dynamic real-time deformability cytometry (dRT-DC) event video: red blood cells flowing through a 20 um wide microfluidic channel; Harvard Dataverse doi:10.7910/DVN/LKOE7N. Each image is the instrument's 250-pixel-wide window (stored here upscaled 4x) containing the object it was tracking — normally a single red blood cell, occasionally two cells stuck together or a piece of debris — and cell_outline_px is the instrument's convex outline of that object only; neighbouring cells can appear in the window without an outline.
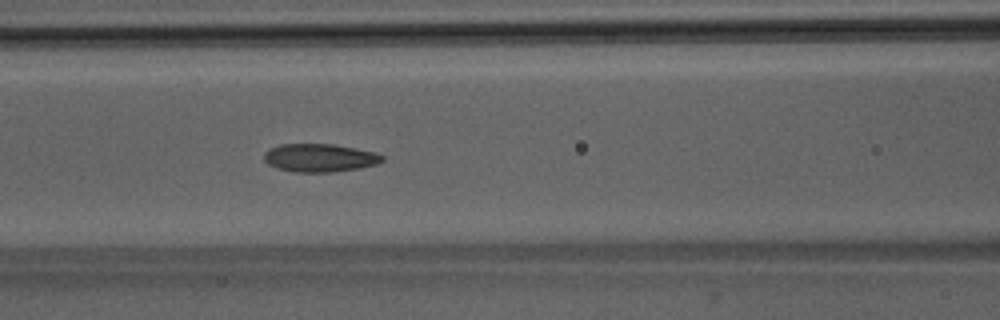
{"species": "Egyptian fruit bat (a non-hibernating species)", "species_latin": "Rousettus aegyptiacus", "temperature_condition": "room temperature", "stored_images_in_passage": 48, "camera_frame_rate_fps": 3000, "um_per_image_px": 0.085, "animal": {"sex": "male"}, "frame": {"image": 1, "passage_image": 19, "time_ms": 6.0, "image_size_px": [1000, 320], "cell_outline_px": [[384, 160], [376, 164], [360, 168], [332, 172], [296, 172], [276, 168], [268, 164], [264, 160], [264, 152], [268, 148], [280, 144], [336, 144], [376, 152], [384, 156]], "centroid_in_image_um": [27.17, 13.41], "position_along_channel_um": 139.4, "area_um2": 19.59}}
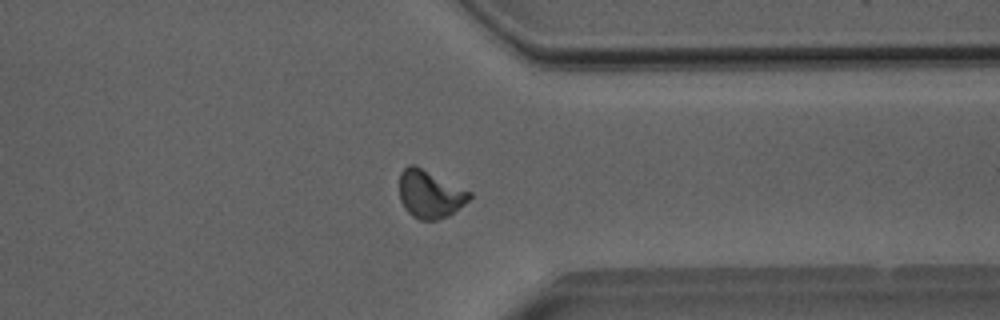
{"frame": {"image": 2, "passage_image": 37, "time_ms": 12.0, "image_size_px": [1000, 320], "cell_outline_px": [[472, 196], [464, 204], [448, 216], [436, 220], [420, 220], [412, 216], [404, 208], [400, 200], [400, 172], [408, 164], [416, 164], [472, 192]], "centroid_in_image_um": [36.53, 16.48], "position_along_channel_um": 374.9, "area_um2": 19.71}}
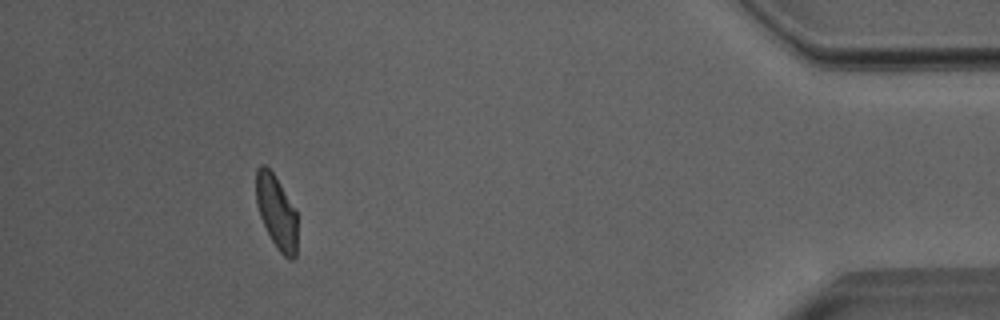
{"frame": {"image": 3, "passage_image": 44, "time_ms": 14.333, "image_size_px": [1000, 320], "cell_outline_px": [[296, 256], [292, 260], [288, 260], [276, 248], [260, 216], [256, 204], [256, 168], [260, 164], [264, 164], [276, 176], [296, 208]], "centroid_in_image_um": [23.5, 17.99], "position_along_channel_um": 411.7, "area_um2": 17.86}, "authors_computed_cell_mechanics": {"area_um2": 19.2185, "velocity_mm_per_s": 3.9789, "shape_relaxation_time_tau1_ms": null, "shape_relaxation_time_tau2_ms": 1.7094, "deformation_change_tau1": null, "deformation_change_tau2": 0.0623}}